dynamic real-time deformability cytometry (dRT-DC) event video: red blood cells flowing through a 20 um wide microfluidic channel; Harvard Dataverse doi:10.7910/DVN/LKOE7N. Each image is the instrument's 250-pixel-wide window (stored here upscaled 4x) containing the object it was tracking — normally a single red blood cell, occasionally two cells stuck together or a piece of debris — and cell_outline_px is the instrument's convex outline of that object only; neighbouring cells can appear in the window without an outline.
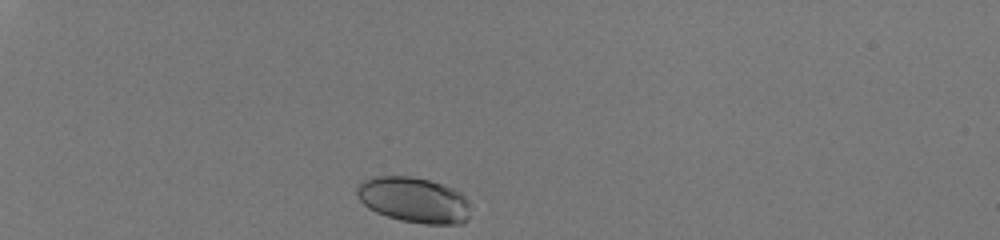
{"species": "human", "species_latin": "Homo sapiens", "temperature_condition": "room temperature", "stored_images_in_passage": 32, "camera_frame_rate_fps": 3000, "um_per_image_px": 0.085, "donor": {"sex": "male"}, "frame": {"image": 1, "passage_image": 1, "time_ms": 0.0, "image_size_px": [1000, 240], "cell_outline_px": [[468, 220], [460, 224], [424, 224], [400, 220], [376, 212], [368, 208], [360, 200], [356, 192], [356, 188], [364, 180], [372, 176], [412, 176], [444, 184], [460, 192], [468, 200]], "centroid_in_image_um": [35.18, 16.99], "position_along_channel_um": 49.8, "area_um2": 30.17}}
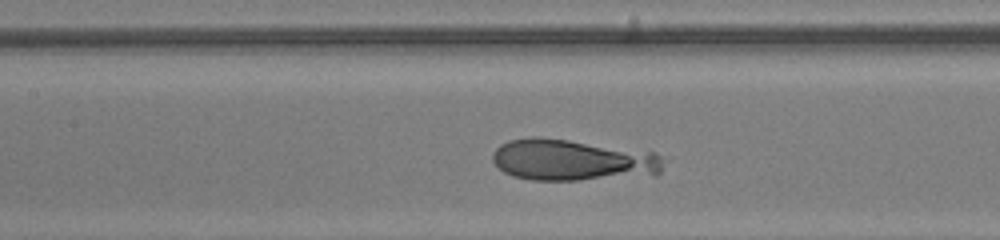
{"frame": {"image": 2, "passage_image": 14, "time_ms": 4.333, "image_size_px": [1000, 240], "cell_outline_px": [[660, 172], [656, 176], [580, 180], [532, 180], [512, 176], [504, 172], [492, 160], [492, 156], [496, 148], [500, 144], [508, 140], [532, 136], [540, 136], [656, 152], [660, 156]], "centroid_in_image_um": [48.65, 13.61], "position_along_channel_um": 158.7, "area_um2": 41.62}}
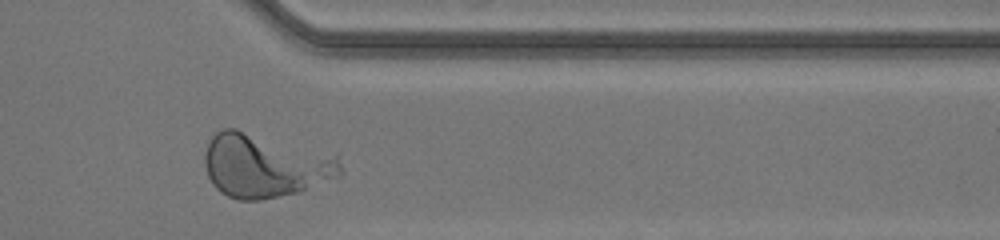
{"frame": {"image": 3, "passage_image": 31, "time_ms": 10.0, "image_size_px": [1000, 240], "cell_outline_px": [[344, 172], [340, 176], [296, 192], [260, 200], [240, 200], [228, 196], [220, 192], [212, 184], [208, 176], [204, 164], [204, 156], [208, 144], [212, 136], [216, 132], [224, 128], [236, 128], [336, 152]], "centroid_in_image_um": [22.56, 14.03], "position_along_channel_um": 388.8, "area_um2": 51.38}}